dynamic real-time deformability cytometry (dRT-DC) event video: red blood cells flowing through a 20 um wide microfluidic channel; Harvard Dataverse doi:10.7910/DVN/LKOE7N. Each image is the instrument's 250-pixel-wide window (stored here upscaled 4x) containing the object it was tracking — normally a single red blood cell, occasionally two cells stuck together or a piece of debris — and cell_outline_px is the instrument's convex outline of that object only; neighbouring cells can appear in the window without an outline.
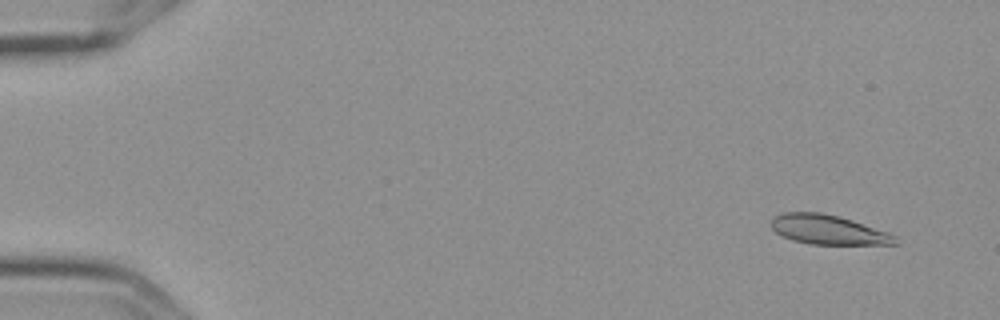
{"species": "Egyptian fruit bat (a non-hibernating species)", "species_latin": "Rousettus aegyptiacus", "temperature_condition": "cold", "stored_images_in_passage": 7, "camera_frame_rate_fps": 3000, "um_per_image_px": 0.085, "frame": {"image": 1, "passage_image": 2, "time_ms": 0.333, "image_size_px": [1000, 320], "cell_outline_px": [[900, 244], [808, 244], [792, 240], [776, 232], [772, 228], [772, 220], [776, 216], [784, 212], [820, 212], [852, 220], [888, 232], [896, 236]], "centroid_in_image_um": [70.42, 19.53], "position_along_channel_um": 14.6, "area_um2": 21.1}}
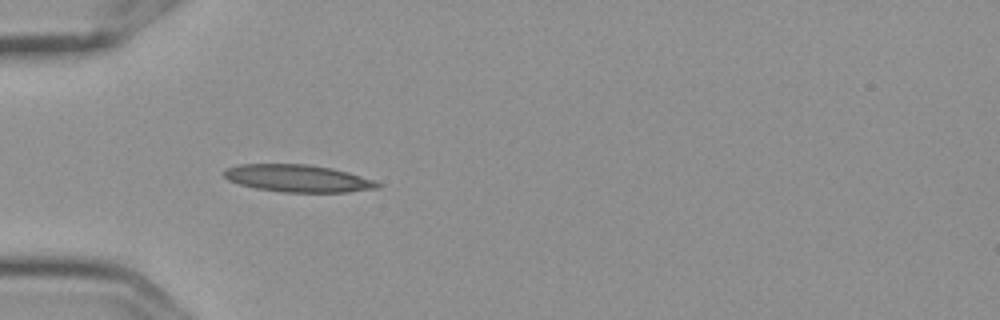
{"frame": {"image": 2, "passage_image": 6, "time_ms": 1.667, "image_size_px": [1000, 320], "cell_outline_px": [[380, 188], [348, 192], [284, 192], [256, 188], [240, 184], [228, 180], [224, 176], [224, 172], [228, 168], [240, 164], [308, 164], [332, 168], [348, 172], [376, 180], [380, 184]], "centroid_in_image_um": [25.37, 15.16], "position_along_channel_um": 59.6, "area_um2": 24.39}}
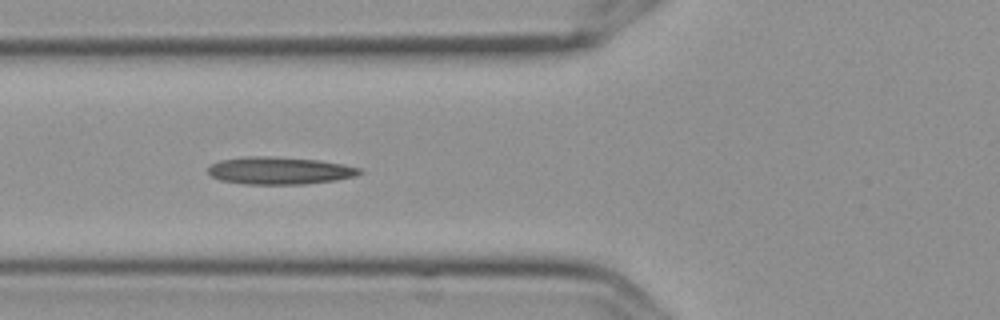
{"frame": {"image": 3, "passage_image": 7, "time_ms": 2.0, "image_size_px": [1000, 320], "cell_outline_px": [[364, 172], [356, 176], [336, 180], [304, 184], [244, 184], [220, 180], [212, 176], [208, 172], [208, 168], [212, 164], [220, 160], [248, 156], [268, 156], [320, 160], [344, 164], [360, 168]], "centroid_in_image_um": [23.79, 14.5], "position_along_channel_um": 102.0, "area_um2": 24.28}}